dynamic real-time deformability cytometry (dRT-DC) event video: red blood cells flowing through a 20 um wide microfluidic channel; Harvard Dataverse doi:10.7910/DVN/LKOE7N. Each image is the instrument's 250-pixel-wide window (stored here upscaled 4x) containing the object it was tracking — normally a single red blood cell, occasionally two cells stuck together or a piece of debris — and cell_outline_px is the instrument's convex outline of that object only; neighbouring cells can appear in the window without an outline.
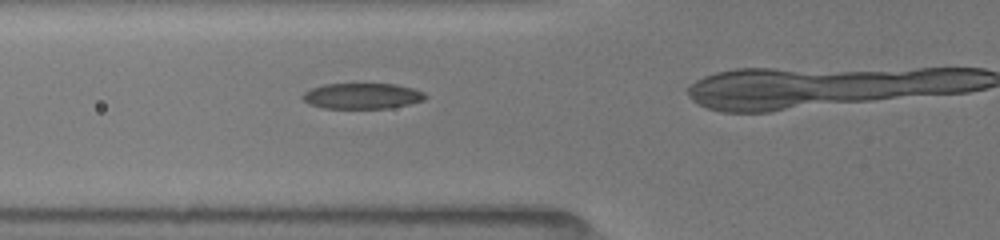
{"species": "common noctule bat (a hibernating species)", "species_latin": "Nyctalus noctula", "temperature_condition": "room temperature", "stored_images_in_passage": 8, "camera_frame_rate_fps": 3000, "um_per_image_px": 0.085, "animal": {"sex": "female", "body_mass_g": 19.5, "forearm_length_mm": 54.1}, "frame": {"image": 1, "passage_image": 7, "time_ms": 4.0, "image_size_px": [1000, 240], "cell_outline_px": [[428, 96], [424, 100], [408, 104], [388, 108], [324, 108], [308, 104], [300, 96], [304, 92], [312, 88], [324, 84], [396, 84], [412, 88], [424, 92]], "centroid_in_image_um": [30.77, 8.15], "position_along_channel_um": 95.0, "area_um2": 18.38}}